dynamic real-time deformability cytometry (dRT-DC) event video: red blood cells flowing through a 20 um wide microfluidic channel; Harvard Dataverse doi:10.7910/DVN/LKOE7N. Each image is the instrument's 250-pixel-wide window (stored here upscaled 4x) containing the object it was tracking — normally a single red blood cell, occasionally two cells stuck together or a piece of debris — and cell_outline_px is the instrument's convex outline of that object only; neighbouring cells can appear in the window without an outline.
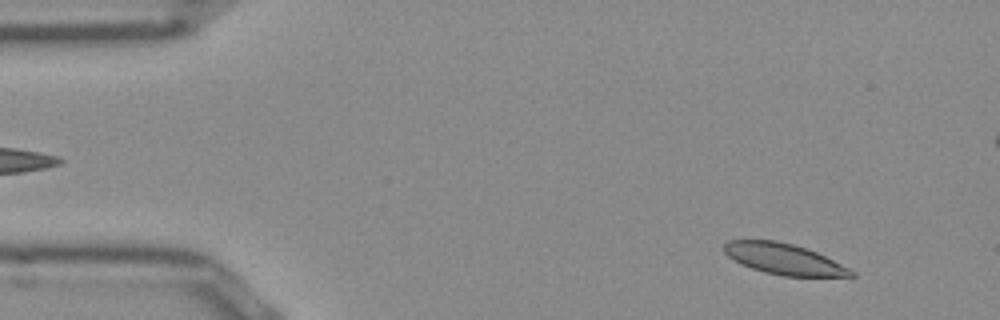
{"species": "Egyptian fruit bat (a non-hibernating species)", "species_latin": "Rousettus aegyptiacus", "temperature_condition": "room temperature", "stored_images_in_passage": 51, "camera_frame_rate_fps": 3000, "um_per_image_px": 0.085, "frame": {"image": 1, "passage_image": 4, "time_ms": 1.0, "image_size_px": [1000, 320], "cell_outline_px": [[856, 276], [784, 276], [764, 272], [740, 264], [728, 256], [724, 252], [724, 244], [728, 240], [776, 240], [792, 244], [816, 252], [856, 272]], "centroid_in_image_um": [66.59, 22.01], "position_along_channel_um": 18.4, "area_um2": 22.6}}
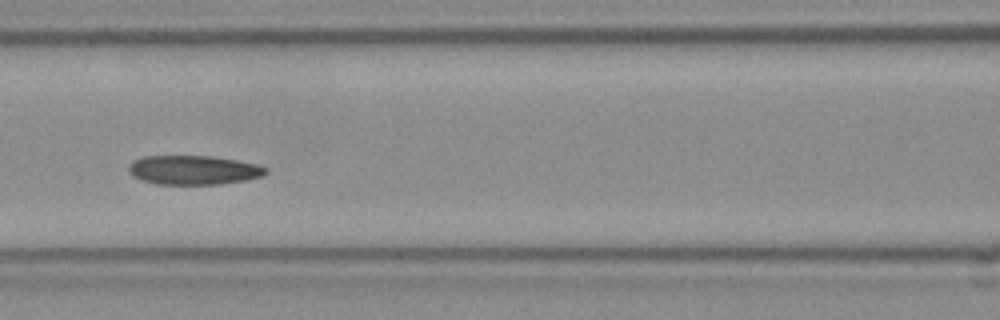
{"frame": {"image": 2, "passage_image": 21, "time_ms": 6.667, "image_size_px": [1000, 320], "cell_outline_px": [[268, 172], [264, 176], [248, 180], [220, 184], [156, 184], [140, 180], [132, 176], [128, 168], [128, 164], [132, 160], [144, 156], [208, 156], [236, 160], [256, 164], [268, 168]], "centroid_in_image_um": [16.44, 14.46], "position_along_channel_um": 150.2, "area_um2": 23.52}}
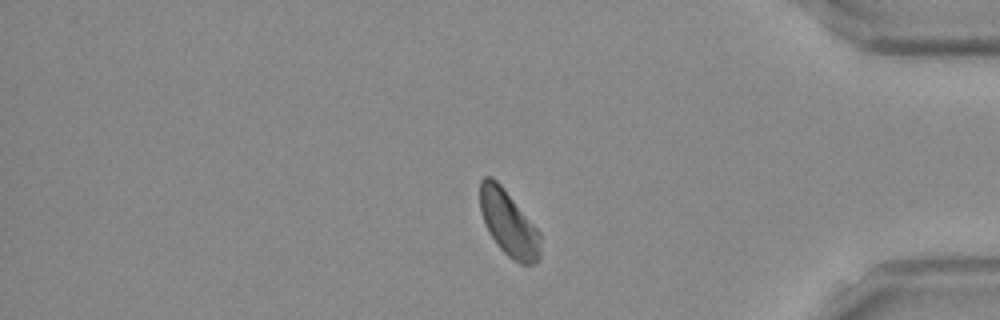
{"frame": {"image": 3, "passage_image": 42, "time_ms": 13.667, "image_size_px": [1000, 320], "cell_outline_px": [[540, 256], [536, 264], [520, 264], [512, 260], [500, 248], [492, 236], [484, 220], [480, 208], [480, 180], [484, 176], [492, 176], [500, 184], [540, 232]], "centroid_in_image_um": [43.24, 18.99], "position_along_channel_um": 392.0, "area_um2": 22.72}, "authors_computed_cell_mechanics": {"area_um2": 23.5246, "velocity_mm_per_s": 3.876, "shape_relaxation_time_tau1_ms": 5.9782, "shape_relaxation_time_tau2_ms": 5.9139, "deformation_change_tau1": 0.1252, "deformation_change_tau2": 0.0967}}